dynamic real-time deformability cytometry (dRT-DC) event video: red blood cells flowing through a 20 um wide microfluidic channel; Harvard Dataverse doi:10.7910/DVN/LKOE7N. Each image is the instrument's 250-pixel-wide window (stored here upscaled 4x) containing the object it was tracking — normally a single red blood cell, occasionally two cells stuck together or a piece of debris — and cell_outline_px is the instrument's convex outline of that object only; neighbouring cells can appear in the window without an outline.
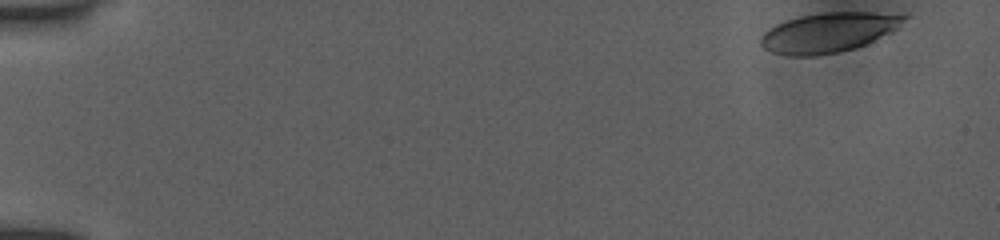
{"species": "human", "species_latin": "Homo sapiens", "temperature_condition": "room temperature", "stored_images_in_passage": 51, "camera_frame_rate_fps": 3000, "um_per_image_px": 0.085, "donor": {"sex": "female"}, "frame": {"image": 1, "passage_image": 1, "time_ms": 0.0, "image_size_px": [1000, 240], "cell_outline_px": [[908, 16], [892, 32], [856, 48], [816, 56], [792, 56], [772, 52], [764, 48], [760, 44], [760, 40], [764, 32], [776, 24], [800, 16], [820, 12], [872, 12]], "centroid_in_image_um": [70.39, 2.76], "position_along_channel_um": 14.6, "area_um2": 32.83}}
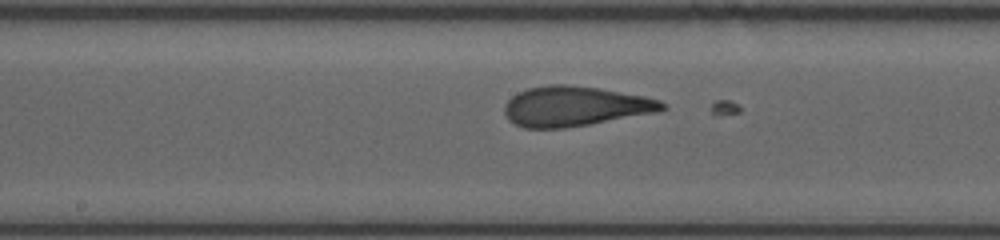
{"frame": {"image": 2, "passage_image": 27, "time_ms": 8.667, "image_size_px": [1000, 240], "cell_outline_px": [[668, 108], [656, 112], [588, 124], [564, 128], [524, 128], [508, 120], [504, 112], [504, 104], [512, 96], [528, 88], [552, 84], [568, 84], [600, 88], [644, 96], [660, 100], [668, 104]], "centroid_in_image_um": [48.87, 9.02], "position_along_channel_um": 199.3, "area_um2": 36.65}}
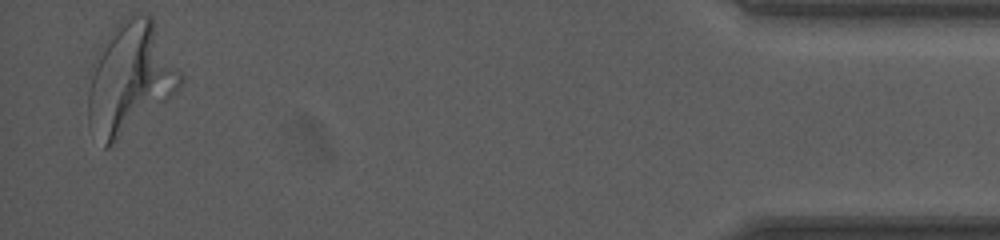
{"frame": {"image": 3, "passage_image": 50, "time_ms": 16.333, "image_size_px": [1000, 240], "cell_outline_px": [[184, 80], [164, 100], [108, 148], [104, 148], [88, 124], [88, 92], [92, 60], [120, 20], [140, 12], [152, 16], [184, 76]], "centroid_in_image_um": [11.03, 6.6], "position_along_channel_um": 424.2, "area_um2": 58.72}, "authors_computed_cell_mechanics": {"area_um2": 35.9516, "velocity_mm_per_s": 3.9079, "shape_relaxation_time_tau1_ms": 3.533, "shape_relaxation_time_tau2_ms": 1.0283, "deformation_change_tau1": 0.2152, "deformation_change_tau2": 0.0723}}